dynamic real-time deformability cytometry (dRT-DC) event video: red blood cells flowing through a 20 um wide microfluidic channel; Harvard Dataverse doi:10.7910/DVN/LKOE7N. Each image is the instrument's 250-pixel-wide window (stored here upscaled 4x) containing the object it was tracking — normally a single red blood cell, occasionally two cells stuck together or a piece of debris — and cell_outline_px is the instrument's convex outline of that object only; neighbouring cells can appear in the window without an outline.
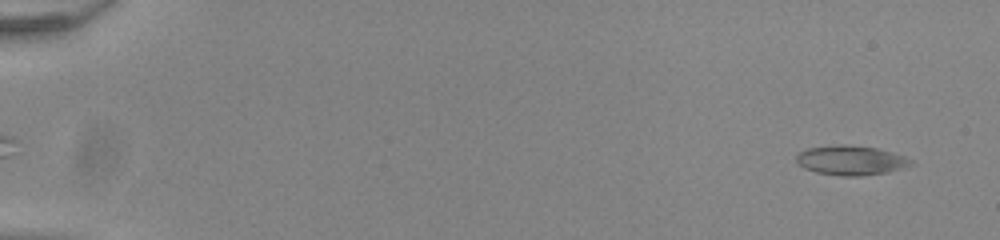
{"species": "common noctule bat (a hibernating species)", "species_latin": "Nyctalus noctula", "temperature_condition": "room temperature", "stored_images_in_passage": 53, "camera_frame_rate_fps": 3000, "um_per_image_px": 0.085, "animal": {"sex": "male", "body_mass_g": 20.0, "forearm_length_mm": 53.3}, "frame": {"image": 1, "passage_image": 3, "time_ms": 0.667, "image_size_px": [1000, 240], "cell_outline_px": [[916, 164], [888, 172], [860, 176], [840, 176], [816, 172], [804, 168], [796, 160], [796, 156], [800, 152], [808, 148], [840, 144], [844, 144], [876, 148], [892, 152], [904, 156], [912, 160]], "centroid_in_image_um": [72.35, 13.63], "position_along_channel_um": 12.6, "area_um2": 19.71}}
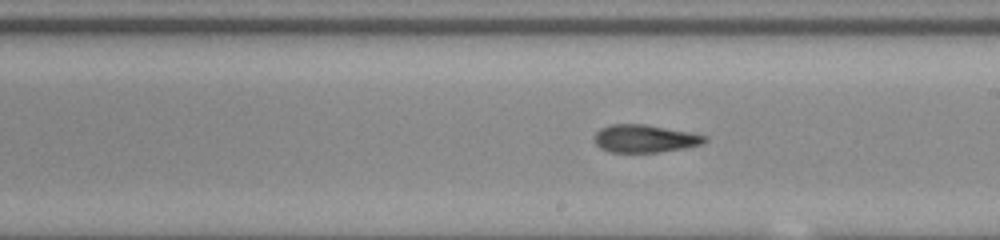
{"frame": {"image": 2, "passage_image": 32, "time_ms": 10.333, "image_size_px": [1000, 240], "cell_outline_px": [[708, 140], [700, 144], [684, 148], [656, 152], [608, 152], [600, 148], [592, 140], [592, 136], [600, 128], [608, 124], [644, 124], [688, 132], [708, 136]], "centroid_in_image_um": [54.73, 11.77], "position_along_channel_um": 234.3, "area_um2": 17.92}}
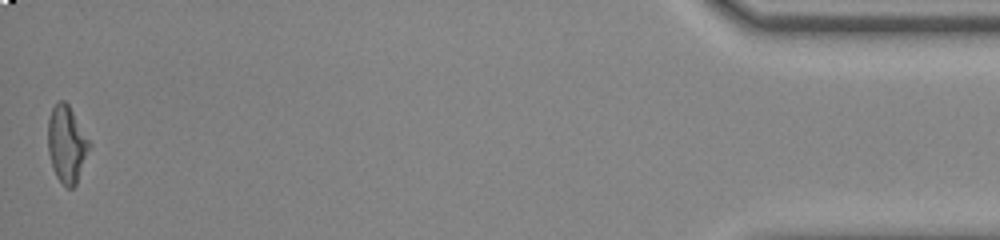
{"frame": {"image": 3, "passage_image": 53, "time_ms": 17.333, "image_size_px": [1000, 240], "cell_outline_px": [[92, 144], [76, 184], [72, 188], [68, 188], [56, 176], [52, 168], [48, 152], [48, 120], [52, 108], [60, 100], [64, 100], [68, 104]], "centroid_in_image_um": [5.68, 12.26], "position_along_channel_um": 429.5, "area_um2": 18.5}, "authors_computed_cell_mechanics": {"area_um2": 18.496, "velocity_mm_per_s": 3.9526, "shape_relaxation_time_tau1_ms": null, "shape_relaxation_time_tau2_ms": 1.3868, "deformation_change_tau1": null, "deformation_change_tau2": 0.0932}}